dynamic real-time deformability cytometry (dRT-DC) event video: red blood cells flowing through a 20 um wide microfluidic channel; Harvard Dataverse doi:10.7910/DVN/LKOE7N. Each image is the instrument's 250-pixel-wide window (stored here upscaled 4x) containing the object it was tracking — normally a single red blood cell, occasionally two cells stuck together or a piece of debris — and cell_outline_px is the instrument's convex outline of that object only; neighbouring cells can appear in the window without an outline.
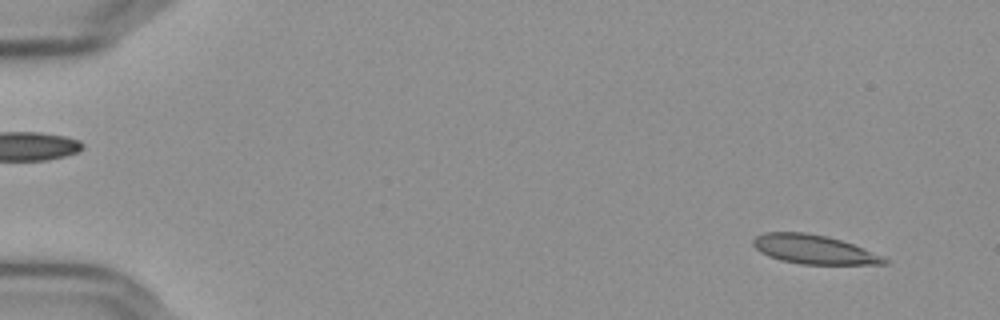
{"species": "Egyptian fruit bat (a non-hibernating species)", "species_latin": "Rousettus aegyptiacus", "temperature_condition": "cold", "stored_images_in_passage": 56, "camera_frame_rate_fps": 3000, "um_per_image_px": 0.085, "frame": {"image": 1, "passage_image": 4, "time_ms": 1.0, "image_size_px": [1000, 320], "cell_outline_px": [[892, 260], [888, 264], [800, 264], [780, 260], [768, 256], [760, 252], [752, 244], [752, 240], [756, 236], [764, 232], [804, 232], [828, 236], [852, 244]], "centroid_in_image_um": [69.16, 21.2], "position_along_channel_um": 15.8, "area_um2": 22.2}}
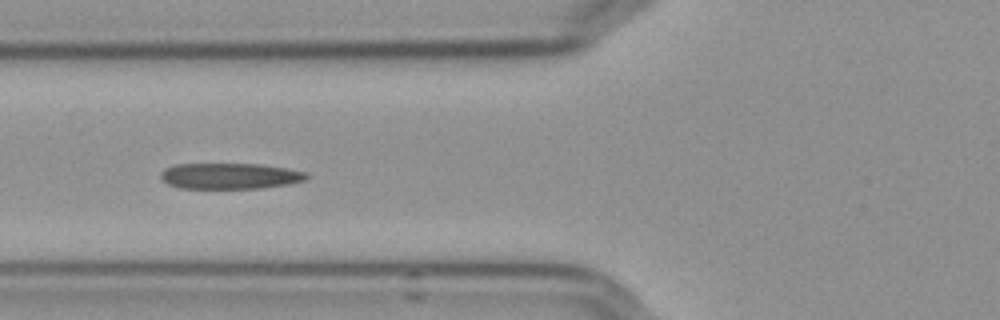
{"frame": {"image": 2, "passage_image": 22, "time_ms": 7.0, "image_size_px": [1000, 320], "cell_outline_px": [[308, 176], [304, 180], [288, 184], [260, 188], [180, 188], [168, 184], [160, 180], [160, 172], [164, 168], [176, 164], [260, 164], [288, 168], [308, 172]], "centroid_in_image_um": [19.51, 14.95], "position_along_channel_um": 106.3, "area_um2": 22.14}}
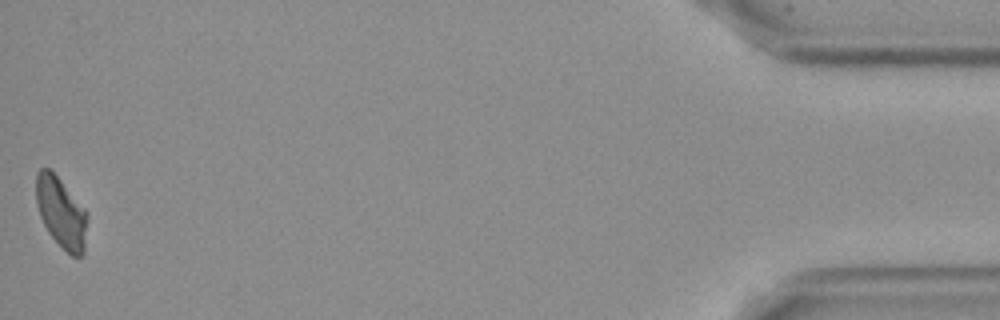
{"frame": {"image": 3, "passage_image": 56, "time_ms": 18.333, "image_size_px": [1000, 320], "cell_outline_px": [[88, 216], [84, 252], [80, 256], [72, 256], [48, 232], [40, 216], [36, 200], [36, 172], [40, 168], [48, 168], [60, 180], [88, 212]], "centroid_in_image_um": [5.21, 18.06], "position_along_channel_um": 430.0, "area_um2": 20.81}, "authors_computed_cell_mechanics": {"area_um2": 22.253, "velocity_mm_per_s": 3.6207, "shape_relaxation_time_tau1_ms": 11.126, "shape_relaxation_time_tau2_ms": 3.2351, "deformation_change_tau1": 0.2501, "deformation_change_tau2": 0.1151}}